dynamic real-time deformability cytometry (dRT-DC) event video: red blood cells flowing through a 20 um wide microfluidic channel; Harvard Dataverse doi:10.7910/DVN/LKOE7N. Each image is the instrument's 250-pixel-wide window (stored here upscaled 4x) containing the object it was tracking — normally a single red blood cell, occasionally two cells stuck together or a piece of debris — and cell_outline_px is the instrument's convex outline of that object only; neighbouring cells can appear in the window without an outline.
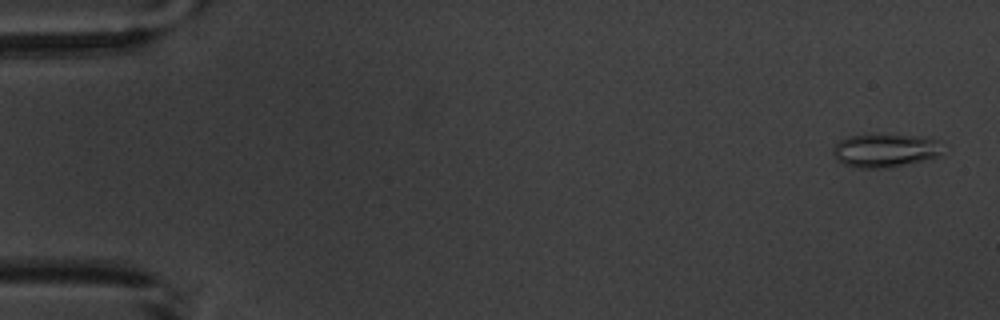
{"species": "common noctule bat (a hibernating species)", "species_latin": "Nyctalus noctula", "temperature_condition": "warm", "stored_images_in_passage": 3, "camera_frame_rate_fps": 3000, "um_per_image_px": 0.085, "animal": {"sex": "male", "body_mass_g": 20.1, "forearm_length_mm": 53.5}, "frame": {"image": 1, "passage_image": 1, "time_ms": 0.0, "image_size_px": [1000, 320], "cell_outline_px": [[940, 156], [888, 168], [860, 168], [844, 164], [836, 160], [832, 152], [832, 148], [840, 140], [848, 136], [924, 136], [936, 140]], "centroid_in_image_um": [75.16, 12.82], "position_along_channel_um": 9.8, "area_um2": 20.69}}